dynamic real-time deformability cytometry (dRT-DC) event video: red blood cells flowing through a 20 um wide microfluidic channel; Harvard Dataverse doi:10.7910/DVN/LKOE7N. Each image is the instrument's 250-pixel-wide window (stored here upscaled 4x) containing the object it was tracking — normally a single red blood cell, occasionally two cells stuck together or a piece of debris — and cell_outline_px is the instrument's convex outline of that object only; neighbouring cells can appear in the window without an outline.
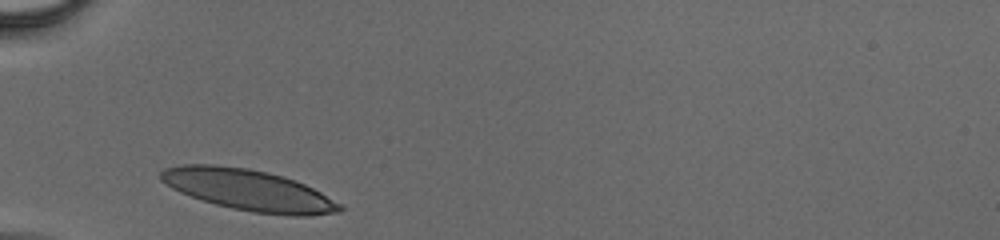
{"species": "human", "species_latin": "Homo sapiens", "temperature_condition": "cold", "stored_images_in_passage": 2, "camera_frame_rate_fps": 3000, "um_per_image_px": 0.085, "donor": {"sex": "male"}, "frame": {"image": 1, "passage_image": 1, "time_ms": 0.0, "image_size_px": [1000, 240], "cell_outline_px": [[344, 208], [340, 212], [308, 216], [288, 216], [256, 212], [232, 208], [216, 204], [180, 192], [172, 188], [160, 180], [160, 172], [164, 168], [180, 164], [216, 164], [248, 168], [268, 172], [304, 184], [320, 192], [340, 204]], "centroid_in_image_um": [21.1, 16.14], "position_along_channel_um": 63.9, "area_um2": 42.6}}